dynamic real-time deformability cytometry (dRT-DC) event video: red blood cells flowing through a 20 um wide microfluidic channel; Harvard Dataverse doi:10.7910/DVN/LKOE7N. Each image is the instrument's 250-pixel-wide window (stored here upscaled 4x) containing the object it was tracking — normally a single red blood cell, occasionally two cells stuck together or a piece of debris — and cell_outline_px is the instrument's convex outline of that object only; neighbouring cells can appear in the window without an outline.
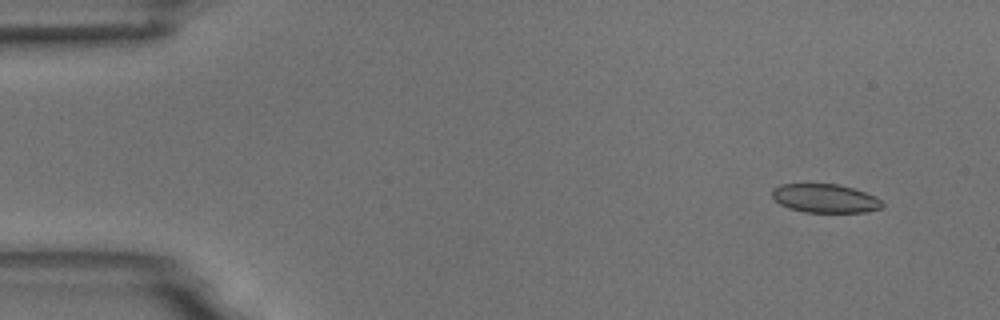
{"species": "common noctule bat (a hibernating species)", "species_latin": "Nyctalus noctula", "temperature_condition": "room temperature", "stored_images_in_passage": 5, "camera_frame_rate_fps": 3000, "um_per_image_px": 0.085, "animal": {"sex": "male", "body_mass_g": 18.8}, "frame": {"image": 1, "passage_image": 2, "time_ms": 1.333, "image_size_px": [1000, 320], "cell_outline_px": [[884, 204], [880, 208], [864, 212], [804, 212], [788, 208], [780, 204], [772, 196], [772, 188], [780, 184], [840, 184], [864, 192], [880, 200]], "centroid_in_image_um": [70.08, 16.86], "position_along_channel_um": 14.9, "area_um2": 18.26}}
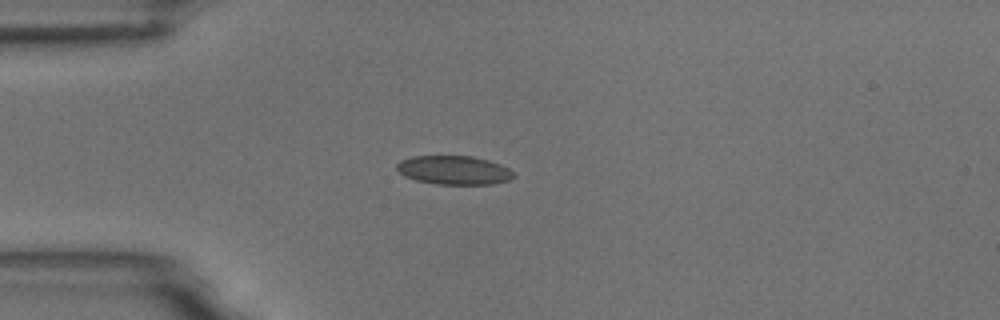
{"frame": {"image": 2, "passage_image": 5, "time_ms": 4.667, "image_size_px": [1000, 320], "cell_outline_px": [[516, 176], [508, 180], [492, 184], [436, 184], [416, 180], [404, 176], [396, 168], [396, 164], [400, 160], [412, 156], [472, 156], [488, 160], [500, 164], [508, 168]], "centroid_in_image_um": [38.57, 14.46], "position_along_channel_um": 46.4, "area_um2": 19.59}}